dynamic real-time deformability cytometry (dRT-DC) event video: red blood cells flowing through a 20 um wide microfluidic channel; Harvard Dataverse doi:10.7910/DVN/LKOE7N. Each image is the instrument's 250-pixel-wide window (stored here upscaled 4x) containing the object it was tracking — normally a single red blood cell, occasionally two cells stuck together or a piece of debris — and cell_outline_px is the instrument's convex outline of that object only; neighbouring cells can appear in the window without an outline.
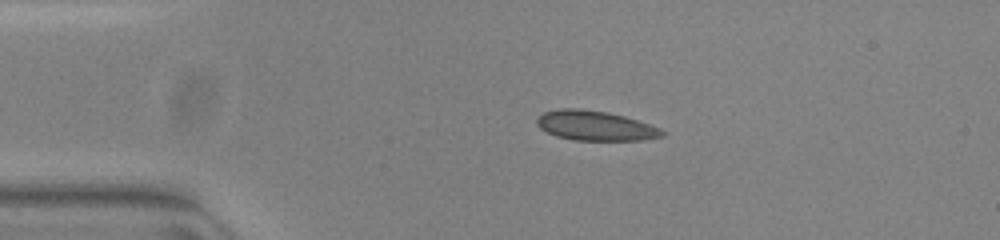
{"species": "common noctule bat (a hibernating species)", "species_latin": "Nyctalus noctula", "temperature_condition": "warm", "stored_images_in_passage": 42, "camera_frame_rate_fps": 3000, "um_per_image_px": 0.085, "animal": {"sex": "female", "body_mass_g": 23.0, "forearm_length_mm": 53.4}, "frame": {"image": 1, "passage_image": 1, "time_ms": 0.0, "image_size_px": [1000, 240], "cell_outline_px": [[664, 136], [644, 140], [576, 140], [556, 136], [540, 128], [536, 124], [536, 116], [544, 112], [564, 108], [580, 108], [608, 112], [624, 116], [660, 128], [664, 132]], "centroid_in_image_um": [50.57, 10.68], "position_along_channel_um": 34.4, "area_um2": 21.68}}
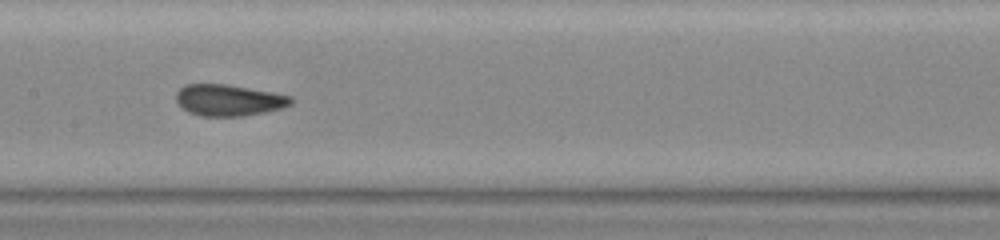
{"frame": {"image": 2, "passage_image": 16, "time_ms": 5.0, "image_size_px": [1000, 240], "cell_outline_px": [[296, 100], [292, 104], [280, 108], [264, 112], [244, 116], [204, 116], [188, 112], [176, 100], [176, 92], [180, 88], [188, 84], [228, 84], [272, 92], [292, 96]], "centroid_in_image_um": [19.48, 8.51], "position_along_channel_um": 187.9, "area_um2": 20.98}}
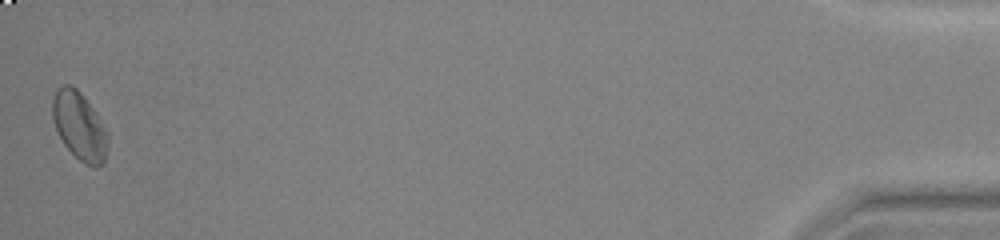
{"frame": {"image": 3, "passage_image": 42, "time_ms": 13.667, "image_size_px": [1000, 240], "cell_outline_px": [[108, 148], [104, 160], [96, 168], [84, 164], [64, 144], [56, 128], [52, 116], [52, 100], [56, 88], [64, 84], [68, 84], [76, 88], [84, 96], [108, 132]], "centroid_in_image_um": [6.75, 10.7], "position_along_channel_um": 428.5, "area_um2": 21.79}, "authors_computed_cell_mechanics": {"area_um2": 21.0681, "velocity_mm_per_s": 3.8921, "shape_relaxation_time_tau1_ms": 8.758, "shape_relaxation_time_tau2_ms": null, "deformation_change_tau1": 0.1495, "deformation_change_tau2": null}}